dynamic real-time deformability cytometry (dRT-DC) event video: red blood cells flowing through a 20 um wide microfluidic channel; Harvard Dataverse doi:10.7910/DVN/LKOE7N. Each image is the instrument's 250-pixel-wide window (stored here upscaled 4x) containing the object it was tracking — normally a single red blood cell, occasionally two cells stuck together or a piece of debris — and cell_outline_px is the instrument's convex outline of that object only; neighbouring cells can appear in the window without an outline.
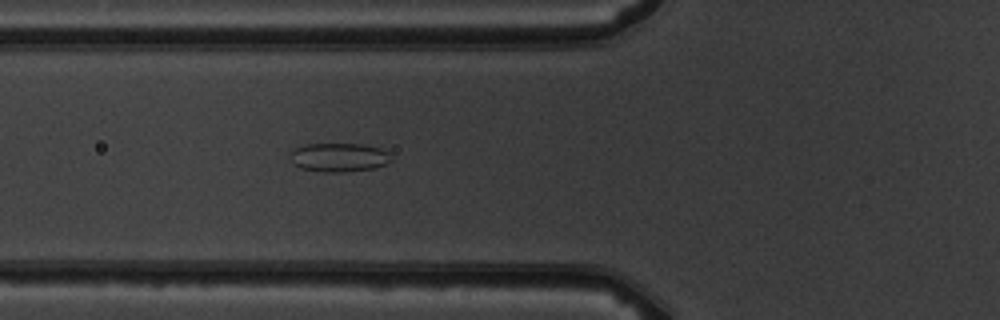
{"species": "common noctule bat (a hibernating species)", "species_latin": "Nyctalus noctula", "temperature_condition": "warm", "stored_images_in_passage": 6, "camera_frame_rate_fps": 3000, "um_per_image_px": 0.085, "animal": {"sex": "male", "body_mass_g": 19.5, "forearm_length_mm": 54.6}, "frame": {"image": 1, "passage_image": 6, "time_ms": 5.667, "image_size_px": [1000, 320], "cell_outline_px": [[392, 160], [388, 164], [376, 168], [344, 172], [324, 172], [300, 168], [296, 164], [292, 152], [292, 148], [304, 144], [364, 144], [380, 148], [388, 152], [392, 156]], "centroid_in_image_um": [28.89, 13.37], "position_along_channel_um": 96.9, "area_um2": 16.99}}